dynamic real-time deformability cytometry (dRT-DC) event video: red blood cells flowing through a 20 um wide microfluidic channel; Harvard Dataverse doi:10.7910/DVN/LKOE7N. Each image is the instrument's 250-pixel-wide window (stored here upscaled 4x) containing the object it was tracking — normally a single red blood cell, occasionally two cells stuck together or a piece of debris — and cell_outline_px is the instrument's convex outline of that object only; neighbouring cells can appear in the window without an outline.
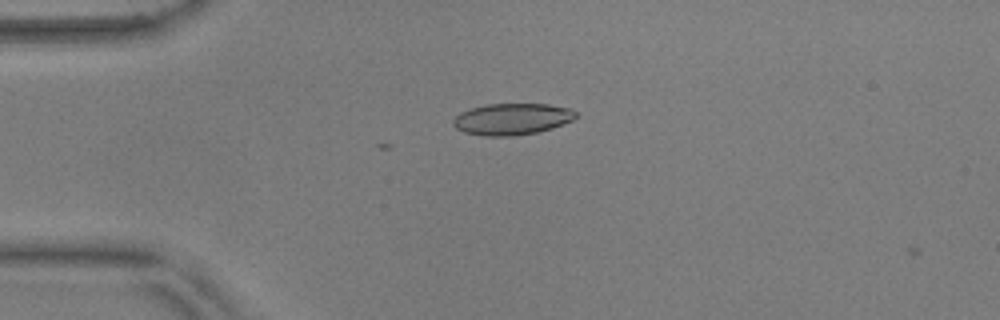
{"species": "common noctule bat (a hibernating species)", "species_latin": "Nyctalus noctula", "temperature_condition": "warm", "stored_images_in_passage": 3, "camera_frame_rate_fps": 3000, "um_per_image_px": 0.085, "animal": {"sex": "male", "body_mass_g": 17.9, "forearm_length_mm": 54.2}, "frame": {"image": 1, "passage_image": 2, "time_ms": 0.333, "image_size_px": [1000, 320], "cell_outline_px": [[576, 116], [572, 120], [552, 128], [536, 132], [512, 136], [484, 136], [464, 132], [456, 128], [452, 124], [452, 120], [460, 112], [472, 108], [488, 104], [548, 104], [568, 108], [576, 112]], "centroid_in_image_um": [43.49, 10.12], "position_along_channel_um": 41.5, "area_um2": 22.37}}